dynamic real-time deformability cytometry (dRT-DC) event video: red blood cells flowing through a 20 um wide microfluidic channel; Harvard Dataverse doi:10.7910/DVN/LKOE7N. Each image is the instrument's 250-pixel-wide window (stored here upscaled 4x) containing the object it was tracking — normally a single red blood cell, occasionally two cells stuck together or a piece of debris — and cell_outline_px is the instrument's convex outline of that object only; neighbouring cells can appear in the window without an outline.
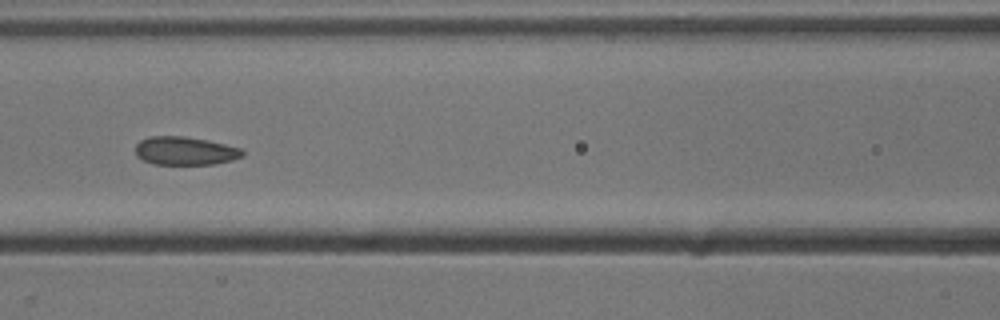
{"species": "common noctule bat (a hibernating species)", "species_latin": "Nyctalus noctula", "temperature_condition": "cold", "stored_images_in_passage": 19, "camera_frame_rate_fps": 3000, "um_per_image_px": 0.085, "animal": {"sex": "male", "body_mass_g": 13.3}, "frame": {"image": 1, "passage_image": 11, "time_ms": 3.333, "image_size_px": [1000, 320], "cell_outline_px": [[244, 156], [232, 160], [212, 164], [152, 164], [136, 156], [136, 144], [140, 140], [148, 136], [184, 136], [208, 140], [240, 148], [244, 152]], "centroid_in_image_um": [15.71, 12.82], "position_along_channel_um": 150.9, "area_um2": 17.69}}